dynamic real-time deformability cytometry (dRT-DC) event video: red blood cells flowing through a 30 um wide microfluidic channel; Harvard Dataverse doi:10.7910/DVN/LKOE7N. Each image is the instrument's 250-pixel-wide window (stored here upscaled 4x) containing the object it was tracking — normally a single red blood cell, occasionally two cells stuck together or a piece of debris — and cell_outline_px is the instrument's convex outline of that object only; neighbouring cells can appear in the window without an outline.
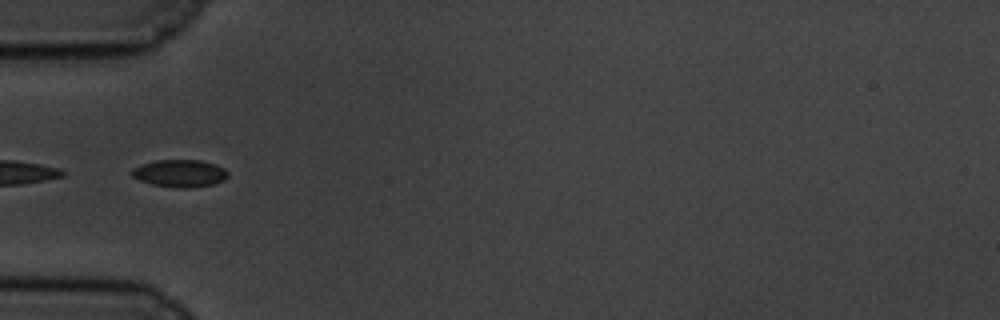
{"species": "common noctule bat (a hibernating species)", "species_latin": "Nyctalus noctula", "temperature_condition": "cold", "stored_images_in_passage": 5, "camera_frame_rate_fps": 3000, "um_per_image_px": 0.085, "animal": {"sex": "male", "body_mass_g": 19.5, "forearm_length_mm": 54.6}, "frame": {"image": 1, "passage_image": 1, "time_ms": 0.0, "image_size_px": [1000, 320], "cell_outline_px": [[228, 176], [224, 180], [212, 184], [192, 188], [172, 188], [152, 184], [140, 180], [132, 176], [132, 168], [156, 160], [200, 160], [216, 164], [224, 168], [228, 172]], "centroid_in_image_um": [15.31, 14.74], "position_along_channel_um": 69.7, "area_um2": 15.37}}